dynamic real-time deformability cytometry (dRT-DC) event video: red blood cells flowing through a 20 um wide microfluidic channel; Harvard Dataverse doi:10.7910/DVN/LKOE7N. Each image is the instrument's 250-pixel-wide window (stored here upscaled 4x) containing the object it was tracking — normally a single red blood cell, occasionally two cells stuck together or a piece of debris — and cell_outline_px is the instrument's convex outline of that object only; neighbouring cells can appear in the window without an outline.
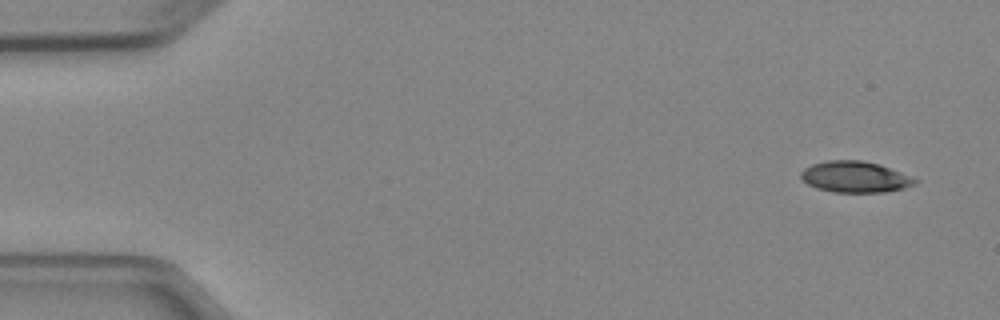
{"species": "Egyptian fruit bat (a non-hibernating species)", "species_latin": "Rousettus aegyptiacus", "temperature_condition": "cold", "stored_images_in_passage": 5, "camera_frame_rate_fps": 3000, "um_per_image_px": 0.085, "animal": {"sex": "female"}, "frame": {"image": 1, "passage_image": 1, "time_ms": 0.0, "image_size_px": [1000, 320], "cell_outline_px": [[920, 180], [916, 184], [904, 188], [884, 192], [836, 192], [816, 188], [808, 184], [800, 176], [800, 172], [804, 168], [812, 164], [828, 160], [864, 160], [880, 164]], "centroid_in_image_um": [72.69, 15.03], "position_along_channel_um": 12.3, "area_um2": 20.75}}
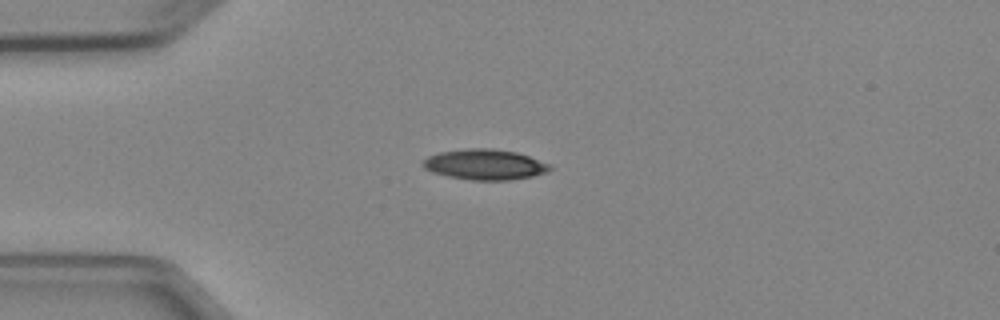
{"frame": {"image": 2, "passage_image": 4, "time_ms": 3.333, "image_size_px": [1000, 320], "cell_outline_px": [[552, 168], [548, 172], [532, 176], [512, 180], [472, 180], [448, 176], [432, 172], [424, 168], [420, 164], [428, 156], [440, 152], [472, 148], [492, 148], [516, 152], [552, 164]], "centroid_in_image_um": [41.23, 13.99], "position_along_channel_um": 43.8, "area_um2": 22.6}}